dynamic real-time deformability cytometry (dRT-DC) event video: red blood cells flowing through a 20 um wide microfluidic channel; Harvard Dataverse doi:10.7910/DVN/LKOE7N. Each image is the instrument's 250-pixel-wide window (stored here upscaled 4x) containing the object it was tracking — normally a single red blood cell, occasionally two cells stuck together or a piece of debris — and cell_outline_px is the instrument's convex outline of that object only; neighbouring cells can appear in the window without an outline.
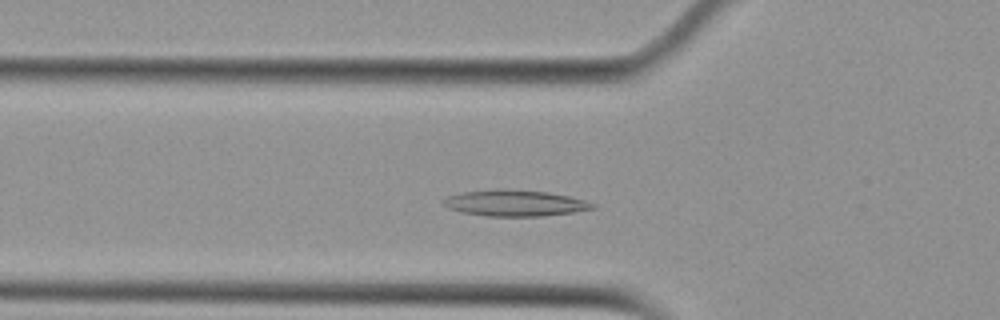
{"species": "Egyptian fruit bat (a non-hibernating species)", "species_latin": "Rousettus aegyptiacus", "temperature_condition": "cold", "stored_images_in_passage": 41, "camera_frame_rate_fps": 3000, "um_per_image_px": 0.085, "animal": {"sex": "female"}, "frame": {"image": 1, "passage_image": 12, "time_ms": 3.667, "image_size_px": [1000, 320], "cell_outline_px": [[596, 208], [572, 212], [544, 216], [484, 216], [460, 212], [448, 208], [444, 204], [444, 200], [448, 196], [464, 192], [496, 188], [548, 192], [568, 196], [584, 200], [596, 204]], "centroid_in_image_um": [43.76, 17.26], "position_along_channel_um": 82.0, "area_um2": 22.72}}
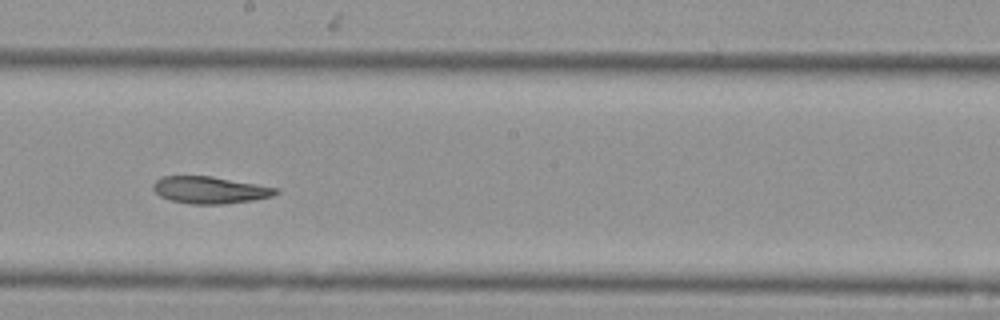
{"frame": {"image": 2, "passage_image": 24, "time_ms": 7.667, "image_size_px": [1000, 320], "cell_outline_px": [[280, 192], [272, 196], [252, 200], [224, 204], [192, 204], [172, 200], [160, 196], [152, 188], [152, 184], [160, 176], [212, 176], [256, 184], [276, 188]], "centroid_in_image_um": [17.81, 16.14], "position_along_channel_um": 230.4, "area_um2": 19.19}}
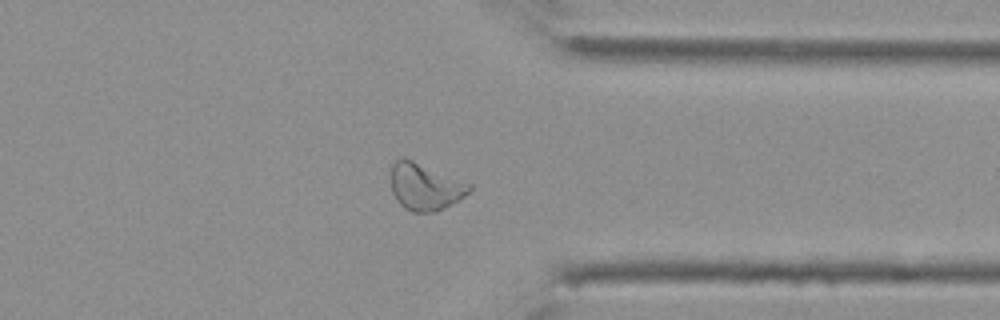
{"frame": {"image": 3, "passage_image": 36, "time_ms": 11.667, "image_size_px": [1000, 320], "cell_outline_px": [[472, 188], [464, 196], [444, 208], [436, 212], [412, 212], [404, 208], [396, 200], [392, 192], [392, 164], [396, 160], [404, 156], [472, 184]], "centroid_in_image_um": [36.12, 15.86], "position_along_channel_um": 375.3, "area_um2": 21.44}, "authors_computed_cell_mechanics": {"area_um2": 20.23, "velocity_mm_per_s": 3.7157, "shape_relaxation_time_tau1_ms": null, "shape_relaxation_time_tau2_ms": 6.7007, "deformation_change_tau1": null, "deformation_change_tau2": 0.1284}}